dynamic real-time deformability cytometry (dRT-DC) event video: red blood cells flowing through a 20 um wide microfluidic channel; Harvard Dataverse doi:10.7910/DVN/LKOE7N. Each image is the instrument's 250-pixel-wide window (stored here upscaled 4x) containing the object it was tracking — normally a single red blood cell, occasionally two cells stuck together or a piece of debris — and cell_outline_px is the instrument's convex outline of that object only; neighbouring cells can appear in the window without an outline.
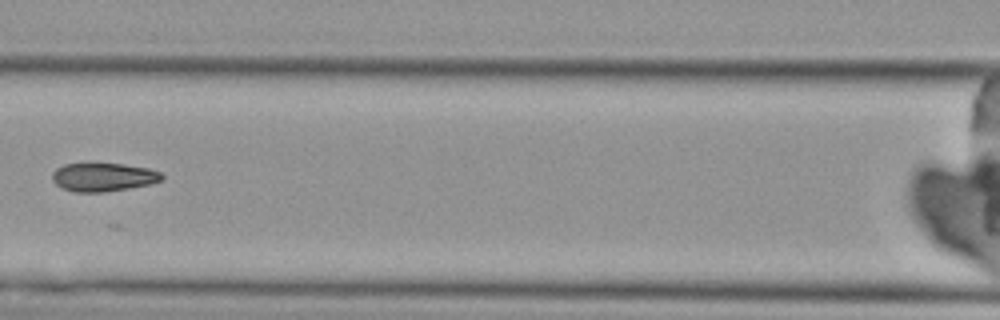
{"species": "Egyptian fruit bat (a non-hibernating species)", "species_latin": "Rousettus aegyptiacus", "temperature_condition": "cold", "stored_images_in_passage": 8, "camera_frame_rate_fps": 3000, "um_per_image_px": 0.085, "animal": {"sex": "female"}, "frame": {"image": 1, "passage_image": 7, "time_ms": 7.333, "image_size_px": [1000, 320], "cell_outline_px": [[164, 176], [160, 180], [148, 184], [128, 188], [104, 192], [72, 192], [56, 184], [52, 180], [52, 172], [56, 168], [64, 164], [124, 164], [148, 168], [160, 172]], "centroid_in_image_um": [8.75, 15.05], "position_along_channel_um": 157.9, "area_um2": 17.98}}
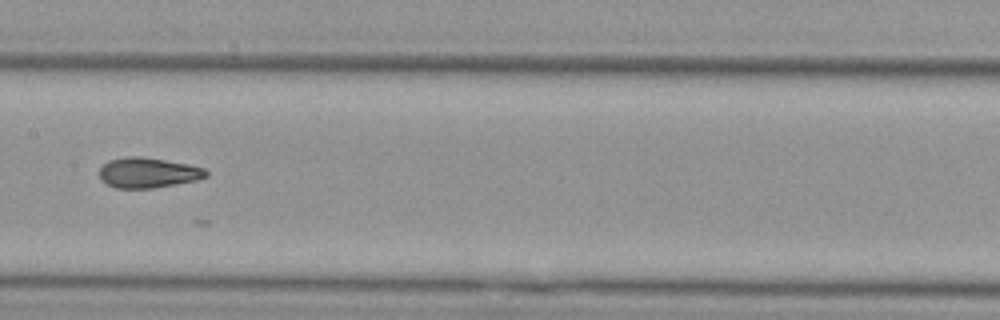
{"frame": {"image": 2, "passage_image": 8, "time_ms": 8.333, "image_size_px": [1000, 320], "cell_outline_px": [[208, 176], [196, 180], [152, 188], [116, 188], [100, 180], [100, 168], [108, 160], [124, 156], [140, 156], [188, 164], [204, 168], [208, 172]], "centroid_in_image_um": [12.56, 14.67], "position_along_channel_um": 194.8, "area_um2": 18.73}}